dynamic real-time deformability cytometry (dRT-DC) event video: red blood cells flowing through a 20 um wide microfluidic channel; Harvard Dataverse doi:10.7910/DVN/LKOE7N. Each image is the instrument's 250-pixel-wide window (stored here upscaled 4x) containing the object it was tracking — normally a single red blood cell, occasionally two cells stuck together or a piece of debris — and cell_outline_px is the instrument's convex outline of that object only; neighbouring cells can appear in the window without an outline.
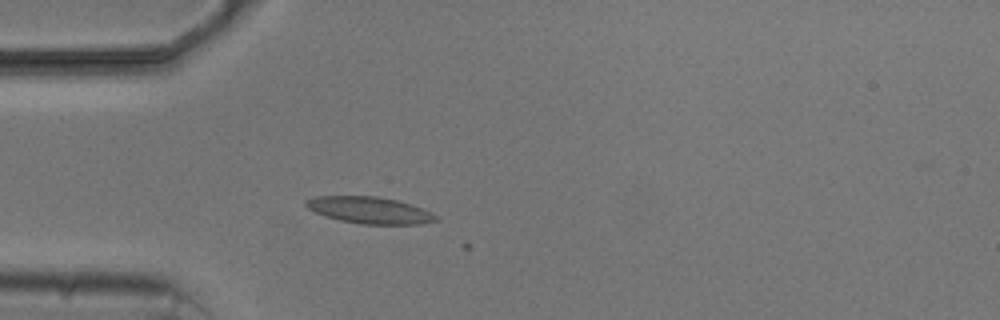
{"species": "common noctule bat (a hibernating species)", "species_latin": "Nyctalus noctula", "temperature_condition": "cold", "stored_images_in_passage": 3, "camera_frame_rate_fps": 3000, "um_per_image_px": 0.085, "animal": {"sex": "male", "body_mass_g": 20.5, "forearm_length_mm": 52.5}, "frame": {"image": 1, "passage_image": 3, "time_ms": 3.667, "image_size_px": [1000, 320], "cell_outline_px": [[440, 220], [420, 224], [364, 224], [340, 220], [316, 212], [308, 208], [304, 204], [304, 200], [316, 196], [376, 196], [396, 200], [412, 204], [432, 212]], "centroid_in_image_um": [31.44, 17.86], "position_along_channel_um": 53.6, "area_um2": 20.11}}